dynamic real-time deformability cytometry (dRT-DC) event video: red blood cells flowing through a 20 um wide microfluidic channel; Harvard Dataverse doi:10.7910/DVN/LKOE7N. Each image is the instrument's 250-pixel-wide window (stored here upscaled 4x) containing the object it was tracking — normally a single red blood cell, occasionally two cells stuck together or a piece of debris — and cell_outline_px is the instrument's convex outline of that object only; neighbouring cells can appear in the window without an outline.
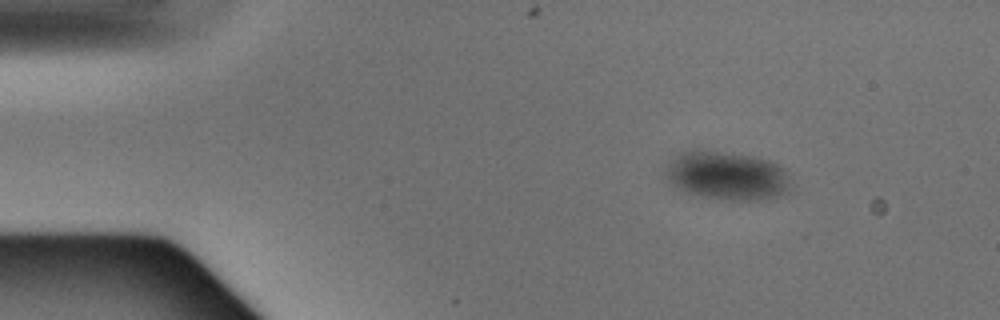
{"species": "Egyptian fruit bat (a non-hibernating species)", "species_latin": "Rousettus aegyptiacus", "temperature_condition": "warm", "stored_images_in_passage": 3, "camera_frame_rate_fps": 3000, "um_per_image_px": 0.085, "animal": {"sex": "male"}, "frame": {"image": 1, "passage_image": 1, "time_ms": 0.0, "image_size_px": [1000, 320], "cell_outline_px": [[788, 192], [776, 196], [756, 200], [732, 200], [704, 196], [688, 192], [664, 180], [664, 176], [668, 164], [680, 152], [716, 152], [756, 156], [772, 160], [780, 164], [784, 168], [788, 176]], "centroid_in_image_um": [61.82, 14.94], "position_along_channel_um": 23.2, "area_um2": 34.8}}
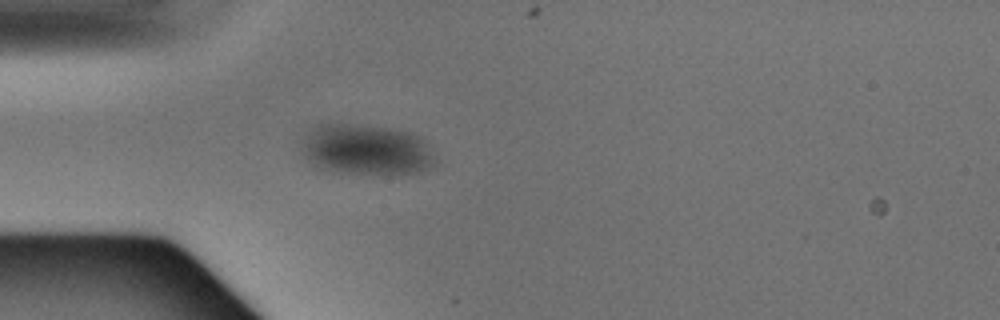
{"frame": {"image": 2, "passage_image": 3, "time_ms": 0.667, "image_size_px": [1000, 320], "cell_outline_px": [[436, 164], [432, 168], [420, 172], [388, 176], [344, 172], [320, 168], [308, 160], [304, 156], [304, 144], [308, 136], [320, 124], [352, 124], [388, 128], [408, 132], [420, 136], [424, 140], [436, 160]], "centroid_in_image_um": [31.25, 12.77], "position_along_channel_um": 53.7, "area_um2": 39.19}}